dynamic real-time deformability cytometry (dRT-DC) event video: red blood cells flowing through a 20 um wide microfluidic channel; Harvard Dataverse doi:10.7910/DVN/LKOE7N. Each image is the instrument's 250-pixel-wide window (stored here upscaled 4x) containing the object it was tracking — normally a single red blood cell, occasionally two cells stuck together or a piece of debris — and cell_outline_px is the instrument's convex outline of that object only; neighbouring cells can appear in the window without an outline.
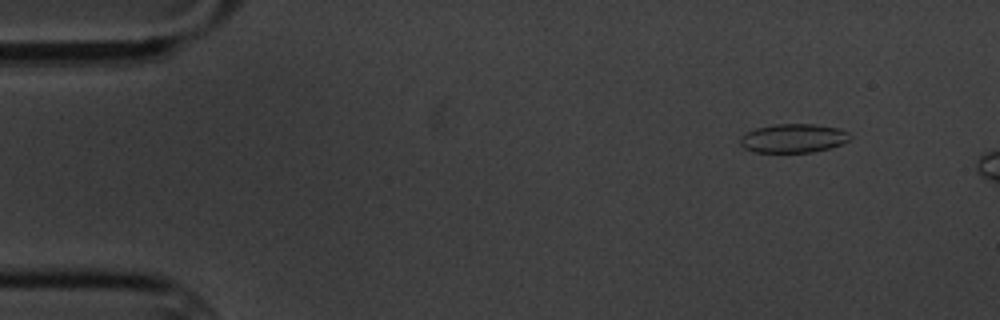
{"species": "common noctule bat (a hibernating species)", "species_latin": "Nyctalus noctula", "temperature_condition": "cold", "stored_images_in_passage": 4, "camera_frame_rate_fps": 3000, "um_per_image_px": 0.085, "animal": {"sex": "male", "body_mass_g": 20.1, "forearm_length_mm": 53.5}, "frame": {"image": 1, "passage_image": 2, "time_ms": 1.333, "image_size_px": [1000, 320], "cell_outline_px": [[852, 136], [844, 144], [832, 148], [812, 152], [756, 152], [744, 148], [740, 144], [740, 140], [748, 132], [756, 128], [776, 124], [812, 124], [840, 128], [848, 132]], "centroid_in_image_um": [67.5, 11.76], "position_along_channel_um": 17.5, "area_um2": 18.44}}